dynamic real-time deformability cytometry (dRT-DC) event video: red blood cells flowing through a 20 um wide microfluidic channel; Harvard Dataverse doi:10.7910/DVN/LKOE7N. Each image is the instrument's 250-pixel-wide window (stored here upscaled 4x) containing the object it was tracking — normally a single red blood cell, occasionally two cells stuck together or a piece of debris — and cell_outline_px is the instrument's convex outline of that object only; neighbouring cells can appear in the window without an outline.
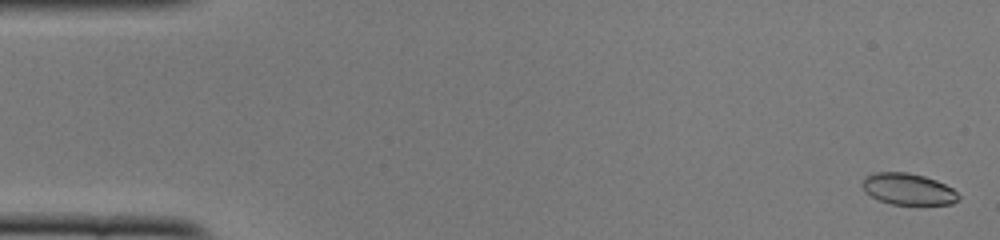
{"species": "common noctule bat (a hibernating species)", "species_latin": "Nyctalus noctula", "temperature_condition": "cold", "stored_images_in_passage": 51, "camera_frame_rate_fps": 3000, "um_per_image_px": 0.085, "animal": {"sex": "female", "body_mass_g": 22.0, "forearm_length_mm": 56.7}, "frame": {"image": 1, "passage_image": 1, "time_ms": 0.0, "image_size_px": [1000, 240], "cell_outline_px": [[960, 196], [952, 204], [892, 204], [880, 200], [864, 192], [864, 176], [876, 172], [908, 172], [924, 176], [936, 180], [952, 188]], "centroid_in_image_um": [77.19, 16.06], "position_along_channel_um": 7.8, "area_um2": 17.4}}
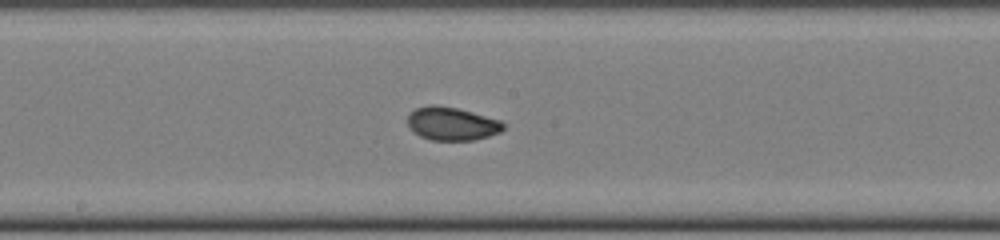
{"frame": {"image": 2, "passage_image": 27, "time_ms": 8.667, "image_size_px": [1000, 240], "cell_outline_px": [[504, 128], [500, 132], [488, 136], [472, 140], [432, 140], [420, 136], [408, 124], [408, 116], [416, 108], [432, 104], [436, 104], [456, 108], [472, 112], [500, 120], [504, 124]], "centroid_in_image_um": [38.42, 10.51], "position_along_channel_um": 209.8, "area_um2": 18.26}}
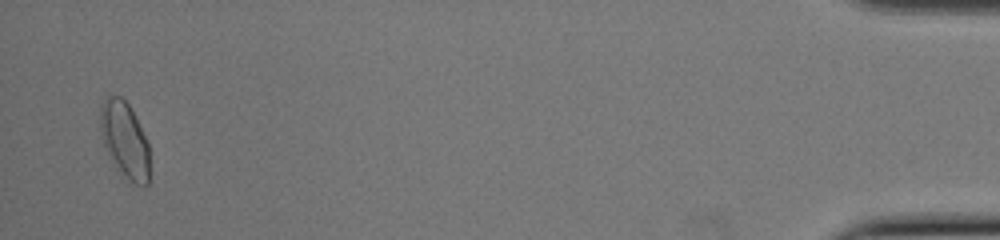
{"frame": {"image": 3, "passage_image": 50, "time_ms": 16.333, "image_size_px": [1000, 240], "cell_outline_px": [[148, 184], [144, 188], [124, 180], [120, 176], [108, 156], [104, 144], [100, 128], [100, 108], [104, 96], [120, 96], [128, 104], [148, 144]], "centroid_in_image_um": [10.57, 11.97], "position_along_channel_um": 424.6, "area_um2": 22.02}, "authors_computed_cell_mechanics": {"area_um2": 18.496, "velocity_mm_per_s": 3.9028, "shape_relaxation_time_tau1_ms": 7.1576, "shape_relaxation_time_tau2_ms": 1.3551, "deformation_change_tau1": 0.1229, "deformation_change_tau2": 0.0455}}